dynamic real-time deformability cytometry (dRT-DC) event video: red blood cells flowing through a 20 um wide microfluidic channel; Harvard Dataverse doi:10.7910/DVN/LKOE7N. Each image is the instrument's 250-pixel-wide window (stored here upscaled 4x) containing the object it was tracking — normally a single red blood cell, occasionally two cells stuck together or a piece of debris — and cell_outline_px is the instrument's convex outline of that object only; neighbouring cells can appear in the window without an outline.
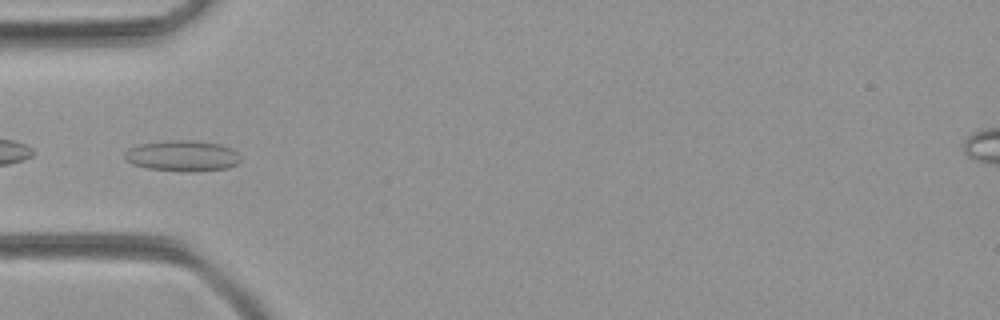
{"species": "common noctule bat (a hibernating species)", "species_latin": "Nyctalus noctula", "temperature_condition": "room temperature", "stored_images_in_passage": 51, "camera_frame_rate_fps": 3000, "um_per_image_px": 0.085, "animal": {"sex": "female", "body_mass_g": 21.9}, "frame": {"image": 1, "passage_image": 17, "time_ms": 5.333, "image_size_px": [1000, 320], "cell_outline_px": [[240, 160], [236, 164], [228, 168], [196, 172], [180, 172], [148, 168], [132, 164], [124, 160], [124, 152], [128, 148], [140, 144], [168, 140], [192, 140], [220, 144], [232, 148], [240, 156]], "centroid_in_image_um": [15.49, 13.26], "position_along_channel_um": 69.5, "area_um2": 21.15}}
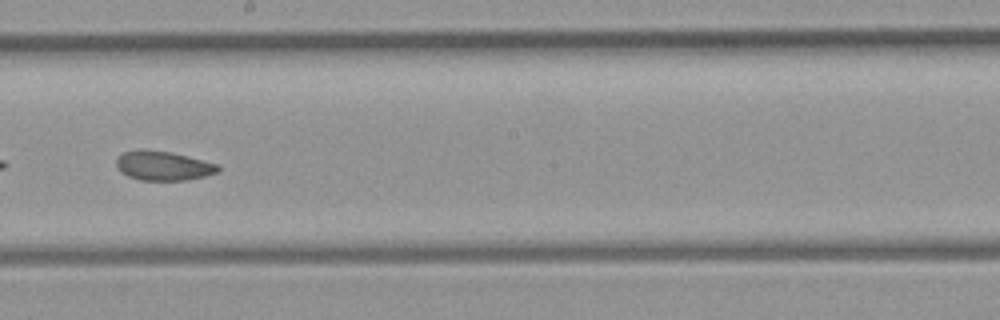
{"frame": {"image": 2, "passage_image": 29, "time_ms": 9.333, "image_size_px": [1000, 320], "cell_outline_px": [[220, 168], [216, 172], [204, 176], [184, 180], [140, 180], [128, 176], [120, 172], [116, 164], [116, 160], [124, 152], [136, 148], [144, 148], [172, 152], [220, 164]], "centroid_in_image_um": [13.85, 14.06], "position_along_channel_um": 234.3, "area_um2": 17.57}}
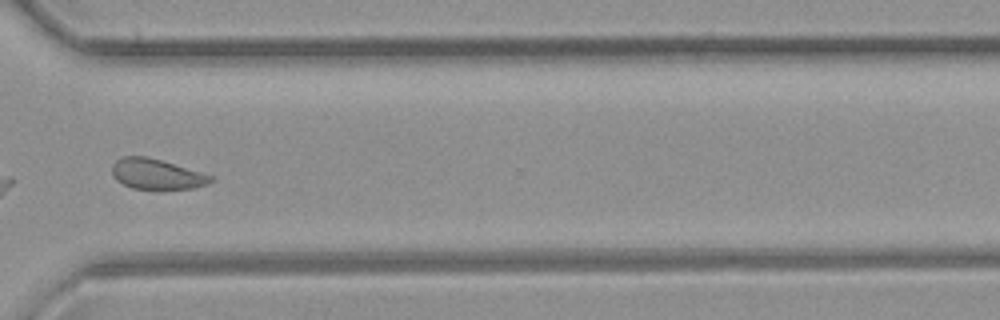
{"frame": {"image": 3, "passage_image": 38, "time_ms": 12.333, "image_size_px": [1000, 320], "cell_outline_px": [[212, 180], [208, 184], [192, 188], [160, 192], [156, 192], [132, 188], [116, 180], [112, 176], [112, 164], [116, 160], [124, 156], [144, 156], [160, 160], [200, 172], [212, 176]], "centroid_in_image_um": [13.28, 14.85], "position_along_channel_um": 357.3, "area_um2": 17.92}}